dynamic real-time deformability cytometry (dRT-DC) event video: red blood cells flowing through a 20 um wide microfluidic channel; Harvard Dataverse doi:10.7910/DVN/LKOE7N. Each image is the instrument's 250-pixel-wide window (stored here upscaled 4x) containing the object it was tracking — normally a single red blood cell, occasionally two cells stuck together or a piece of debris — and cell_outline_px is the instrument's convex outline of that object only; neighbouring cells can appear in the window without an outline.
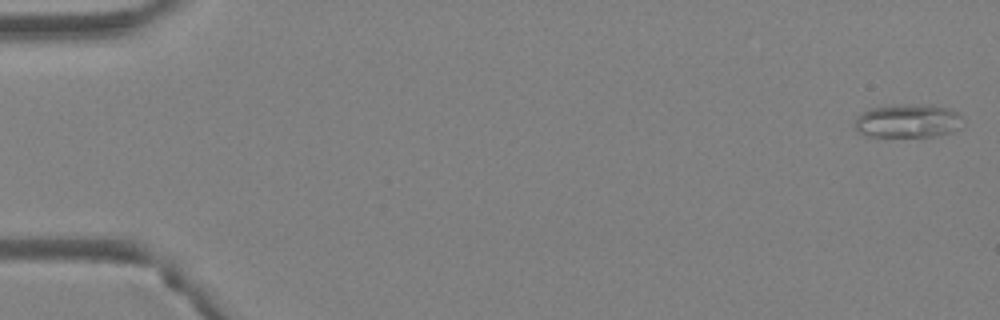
{"species": "Egyptian fruit bat (a non-hibernating species)", "species_latin": "Rousettus aegyptiacus", "temperature_condition": "warm", "stored_images_in_passage": 4, "camera_frame_rate_fps": 3000, "um_per_image_px": 0.085, "animal": {"sex": "female"}, "frame": {"image": 1, "passage_image": 1, "time_ms": 0.0, "image_size_px": [1000, 320], "cell_outline_px": [[960, 128], [952, 132], [936, 136], [868, 136], [860, 132], [852, 124], [856, 116], [872, 108], [900, 104], [932, 104], [948, 108], [960, 112]], "centroid_in_image_um": [77.18, 10.26], "position_along_channel_um": 7.8, "area_um2": 21.27}}